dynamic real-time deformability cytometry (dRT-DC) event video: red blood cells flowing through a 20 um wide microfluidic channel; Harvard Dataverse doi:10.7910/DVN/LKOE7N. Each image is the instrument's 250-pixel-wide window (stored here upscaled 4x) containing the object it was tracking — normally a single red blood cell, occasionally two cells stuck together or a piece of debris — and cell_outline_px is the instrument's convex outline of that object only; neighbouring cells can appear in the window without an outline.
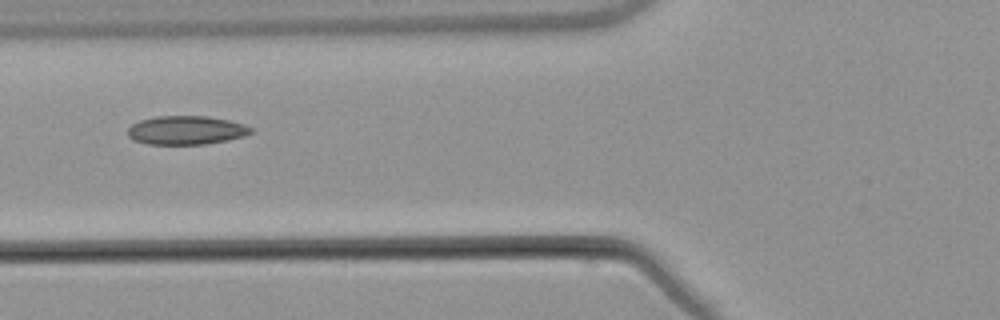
{"species": "common noctule bat (a hibernating species)", "species_latin": "Nyctalus noctula", "temperature_condition": "warm", "stored_images_in_passage": 5, "camera_frame_rate_fps": 3000, "um_per_image_px": 0.085, "animal": {"sex": "male", "body_mass_g": 21.5, "forearm_length_mm": 52.0}, "frame": {"image": 1, "passage_image": 5, "time_ms": 6.333, "image_size_px": [1000, 320], "cell_outline_px": [[256, 132], [244, 136], [228, 140], [208, 144], [148, 144], [132, 140], [128, 136], [128, 128], [132, 124], [140, 120], [156, 116], [208, 116], [228, 120], [244, 124], [252, 128]], "centroid_in_image_um": [15.85, 11.07], "position_along_channel_um": 110.0, "area_um2": 20.81}}